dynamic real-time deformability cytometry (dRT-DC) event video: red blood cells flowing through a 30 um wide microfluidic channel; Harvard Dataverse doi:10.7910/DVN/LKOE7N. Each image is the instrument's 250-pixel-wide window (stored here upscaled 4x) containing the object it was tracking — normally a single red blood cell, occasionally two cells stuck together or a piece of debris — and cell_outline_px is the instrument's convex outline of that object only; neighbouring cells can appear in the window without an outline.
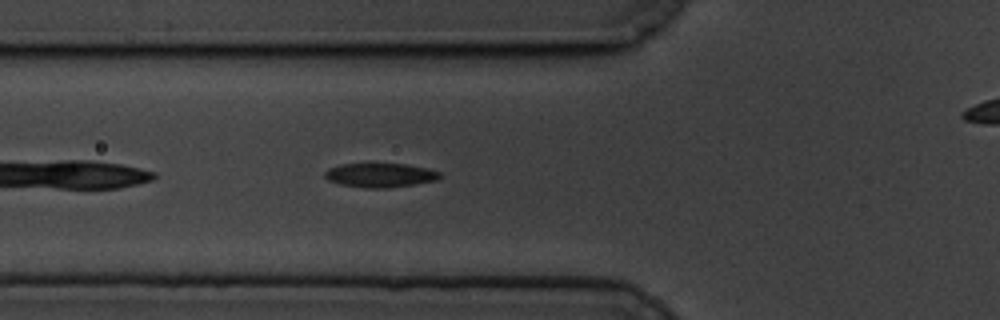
{"species": "common noctule bat (a hibernating species)", "species_latin": "Nyctalus noctula", "temperature_condition": "cold", "stored_images_in_passage": 28, "camera_frame_rate_fps": 3000, "um_per_image_px": 0.085, "animal": {"sex": "male", "body_mass_g": 19.5, "forearm_length_mm": 54.6}, "frame": {"image": 1, "passage_image": 5, "time_ms": 1.333, "image_size_px": [1000, 320], "cell_outline_px": [[440, 176], [436, 180], [388, 188], [364, 188], [340, 184], [328, 180], [324, 176], [324, 172], [328, 168], [340, 164], [372, 160], [408, 164], [428, 168], [440, 172]], "centroid_in_image_um": [32.25, 14.82], "position_along_channel_um": 93.6, "area_um2": 17.11}}
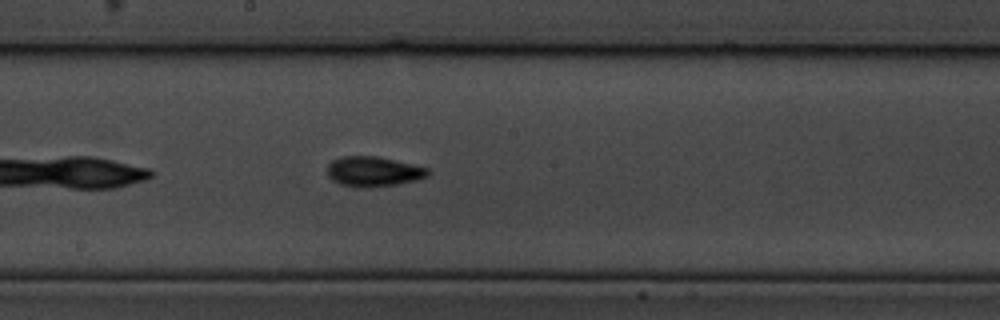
{"frame": {"image": 2, "passage_image": 16, "time_ms": 5.0, "image_size_px": [1000, 320], "cell_outline_px": [[432, 172], [428, 176], [416, 180], [396, 184], [364, 188], [360, 188], [340, 184], [332, 180], [328, 176], [328, 164], [332, 160], [340, 156], [376, 156], [428, 168]], "centroid_in_image_um": [31.72, 14.58], "position_along_channel_um": 216.5, "area_um2": 17.57}}
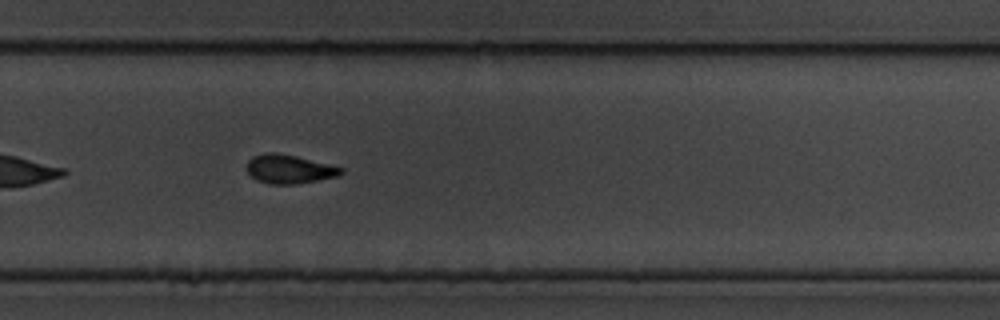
{"frame": {"image": 3, "passage_image": 24, "time_ms": 7.667, "image_size_px": [1000, 320], "cell_outline_px": [[344, 172], [340, 176], [296, 184], [268, 184], [256, 180], [248, 172], [248, 160], [252, 156], [264, 152], [276, 152], [296, 156], [344, 168]], "centroid_in_image_um": [24.59, 14.37], "position_along_channel_um": 305.2, "area_um2": 15.9}}